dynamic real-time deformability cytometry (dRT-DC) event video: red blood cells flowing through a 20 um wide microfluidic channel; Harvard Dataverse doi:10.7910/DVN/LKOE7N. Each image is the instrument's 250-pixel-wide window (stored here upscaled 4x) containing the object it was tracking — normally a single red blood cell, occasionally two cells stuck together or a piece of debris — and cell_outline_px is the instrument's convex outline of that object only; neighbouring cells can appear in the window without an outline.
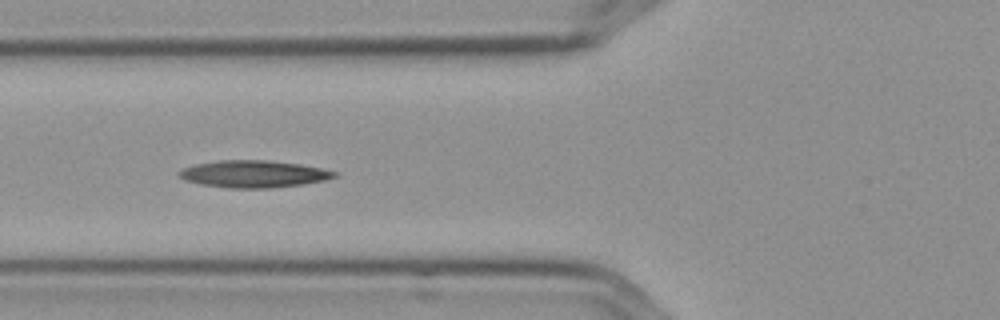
{"species": "Egyptian fruit bat (a non-hibernating species)", "species_latin": "Rousettus aegyptiacus", "temperature_condition": "cold", "stored_images_in_passage": 8, "camera_frame_rate_fps": 3000, "um_per_image_px": 0.085, "frame": {"image": 1, "passage_image": 6, "time_ms": 1.667, "image_size_px": [1000, 320], "cell_outline_px": [[340, 172], [336, 176], [324, 180], [304, 184], [272, 188], [228, 188], [200, 184], [184, 180], [176, 172], [184, 168], [196, 164], [220, 160], [264, 160], [300, 164]], "centroid_in_image_um": [21.56, 14.79], "position_along_channel_um": 104.2, "area_um2": 24.51}}
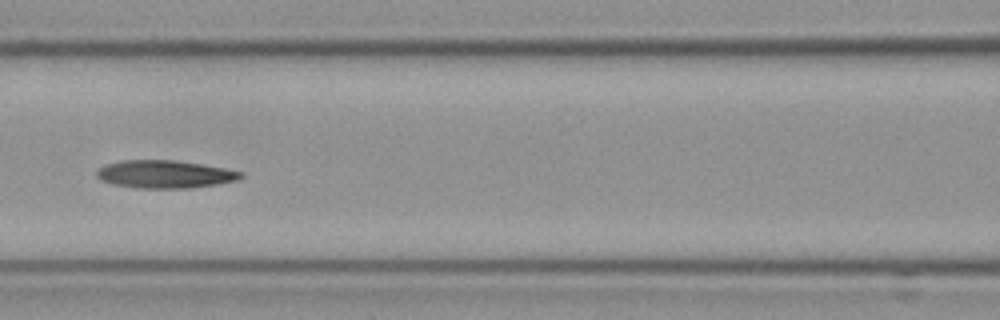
{"frame": {"image": 2, "passage_image": 7, "time_ms": 2.0, "image_size_px": [1000, 320], "cell_outline_px": [[244, 176], [236, 180], [216, 184], [192, 188], [136, 188], [112, 184], [100, 180], [96, 176], [96, 172], [104, 164], [120, 160], [176, 160], [224, 168], [244, 172]], "centroid_in_image_um": [13.98, 14.81], "position_along_channel_um": 152.6, "area_um2": 23.47}}
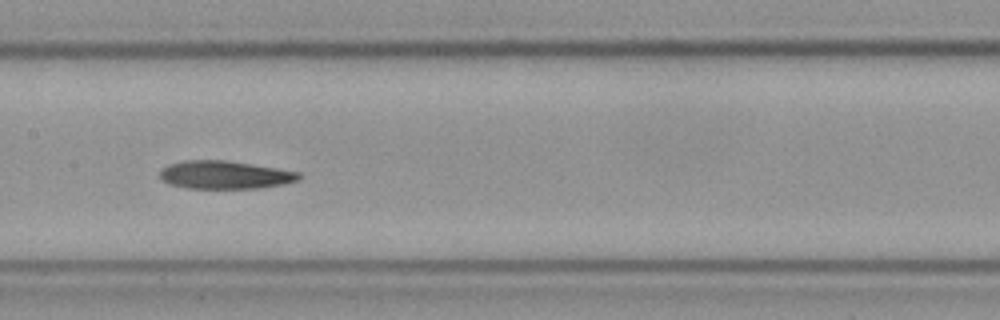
{"frame": {"image": 3, "passage_image": 8, "time_ms": 2.333, "image_size_px": [1000, 320], "cell_outline_px": [[304, 176], [300, 180], [284, 184], [260, 188], [188, 188], [168, 184], [160, 176], [160, 172], [168, 164], [184, 160], [224, 160], [276, 168], [300, 172]], "centroid_in_image_um": [19.15, 14.87], "position_along_channel_um": 188.2, "area_um2": 22.72}}